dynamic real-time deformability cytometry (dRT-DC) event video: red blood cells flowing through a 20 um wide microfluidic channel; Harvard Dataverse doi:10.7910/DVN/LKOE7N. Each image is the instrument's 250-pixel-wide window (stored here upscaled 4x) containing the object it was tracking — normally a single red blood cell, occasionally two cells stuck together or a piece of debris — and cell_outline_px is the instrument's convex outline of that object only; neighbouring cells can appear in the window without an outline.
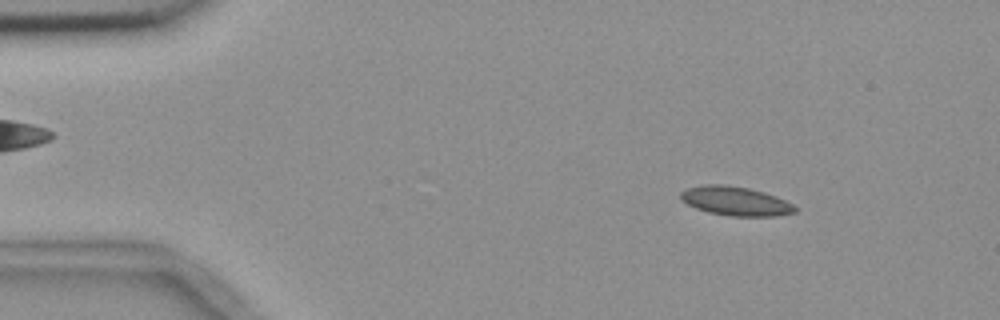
{"species": "common noctule bat (a hibernating species)", "species_latin": "Nyctalus noctula", "temperature_condition": "room temperature", "stored_images_in_passage": 7, "camera_frame_rate_fps": 3000, "um_per_image_px": 0.085, "animal": {"sex": "female", "body_mass_g": 18.4}, "frame": {"image": 1, "passage_image": 3, "time_ms": 2.333, "image_size_px": [1000, 320], "cell_outline_px": [[796, 212], [776, 216], [728, 216], [708, 212], [696, 208], [680, 200], [680, 192], [688, 188], [700, 184], [724, 184], [748, 188], [764, 192], [776, 196], [792, 204], [796, 208]], "centroid_in_image_um": [62.49, 17.09], "position_along_channel_um": 22.5, "area_um2": 19.42}}